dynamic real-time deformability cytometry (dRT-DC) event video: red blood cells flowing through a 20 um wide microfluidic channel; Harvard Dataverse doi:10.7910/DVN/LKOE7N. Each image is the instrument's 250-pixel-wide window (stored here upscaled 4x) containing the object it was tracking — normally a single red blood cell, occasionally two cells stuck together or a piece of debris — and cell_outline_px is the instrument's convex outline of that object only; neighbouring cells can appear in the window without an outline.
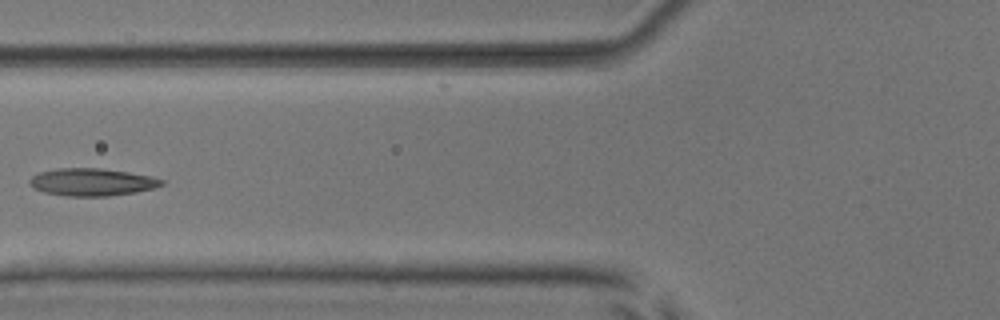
{"species": "common noctule bat (a hibernating species)", "species_latin": "Nyctalus noctula", "temperature_condition": "room temperature", "stored_images_in_passage": 7, "camera_frame_rate_fps": 3000, "um_per_image_px": 0.085, "animal": {"sex": "male", "body_mass_g": 17.9, "forearm_length_mm": 54.2}, "frame": {"image": 1, "passage_image": 6, "time_ms": 6.0, "image_size_px": [1000, 320], "cell_outline_px": [[164, 184], [156, 188], [136, 192], [108, 196], [68, 196], [44, 192], [32, 188], [28, 184], [28, 180], [32, 176], [40, 172], [56, 168], [100, 168], [128, 172], [148, 176], [164, 180]], "centroid_in_image_um": [7.78, 15.48], "position_along_channel_um": 118.0, "area_um2": 21.21}}
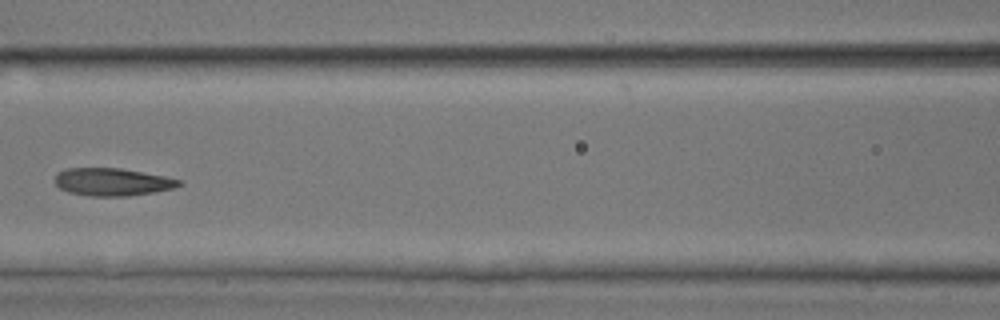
{"frame": {"image": 2, "passage_image": 7, "time_ms": 7.0, "image_size_px": [1000, 320], "cell_outline_px": [[184, 184], [172, 188], [152, 192], [128, 196], [92, 196], [68, 192], [60, 188], [56, 184], [56, 176], [60, 172], [68, 168], [120, 168], [164, 176], [180, 180]], "centroid_in_image_um": [9.56, 15.46], "position_along_channel_um": 157.0, "area_um2": 19.71}}